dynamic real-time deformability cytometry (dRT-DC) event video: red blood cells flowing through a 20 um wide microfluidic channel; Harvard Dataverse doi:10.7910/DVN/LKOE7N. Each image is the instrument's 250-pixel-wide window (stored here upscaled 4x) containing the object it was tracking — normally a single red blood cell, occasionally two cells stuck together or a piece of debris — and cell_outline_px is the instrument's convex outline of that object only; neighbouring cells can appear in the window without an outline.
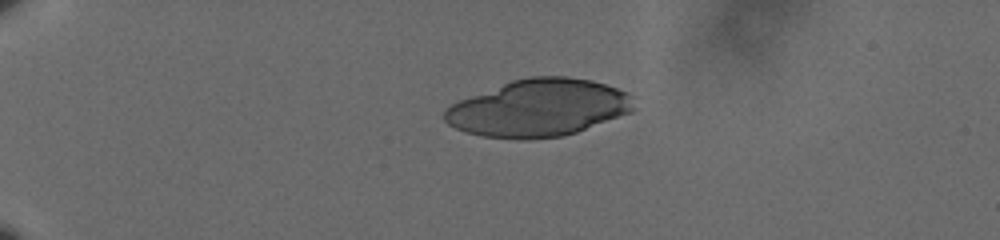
{"species": "human", "species_latin": "Homo sapiens", "temperature_condition": "cold", "stored_images_in_passage": 35, "camera_frame_rate_fps": 3000, "um_per_image_px": 0.085, "donor": {"sex": "male"}, "frame": {"image": 1, "passage_image": 1, "time_ms": 0.0, "image_size_px": [1000, 240], "cell_outline_px": [[636, 108], [632, 112], [576, 132], [560, 136], [528, 140], [520, 140], [480, 136], [464, 132], [448, 124], [444, 120], [444, 112], [452, 104], [460, 100], [512, 80], [528, 76], [568, 76], [592, 80], [628, 92], [632, 96]], "centroid_in_image_um": [45.8, 9.18], "position_along_channel_um": 39.2, "area_um2": 63.23}}